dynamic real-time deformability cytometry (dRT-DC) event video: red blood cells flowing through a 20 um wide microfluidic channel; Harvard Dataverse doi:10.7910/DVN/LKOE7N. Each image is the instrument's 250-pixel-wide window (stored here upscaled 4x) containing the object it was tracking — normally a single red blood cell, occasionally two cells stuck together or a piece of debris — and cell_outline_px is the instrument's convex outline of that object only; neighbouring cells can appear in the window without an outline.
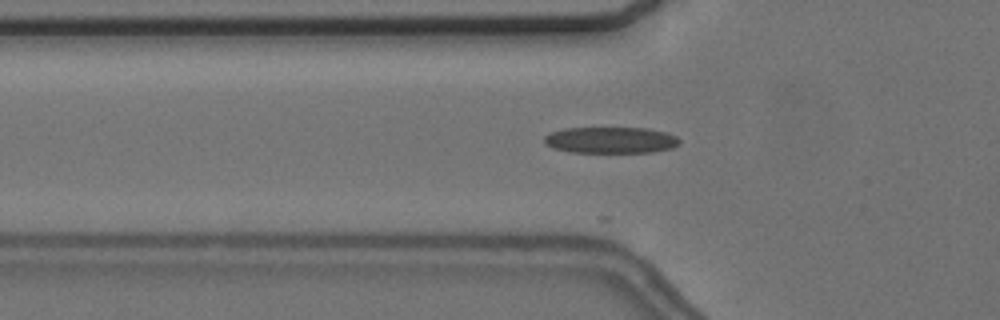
{"species": "common noctule bat (a hibernating species)", "species_latin": "Nyctalus noctula", "temperature_condition": "cold", "stored_images_in_passage": 10, "camera_frame_rate_fps": 3000, "um_per_image_px": 0.085, "animal": {"sex": "female", "body_mass_g": 24.6, "forearm_length_mm": 56.2}, "frame": {"image": 1, "passage_image": 3, "time_ms": 0.667, "image_size_px": [1000, 320], "cell_outline_px": [[680, 144], [672, 148], [652, 152], [568, 152], [552, 148], [544, 144], [544, 136], [552, 132], [564, 128], [648, 128], [668, 132], [676, 136], [680, 140]], "centroid_in_image_um": [51.92, 11.91], "position_along_channel_um": 73.9, "area_um2": 20.92}}
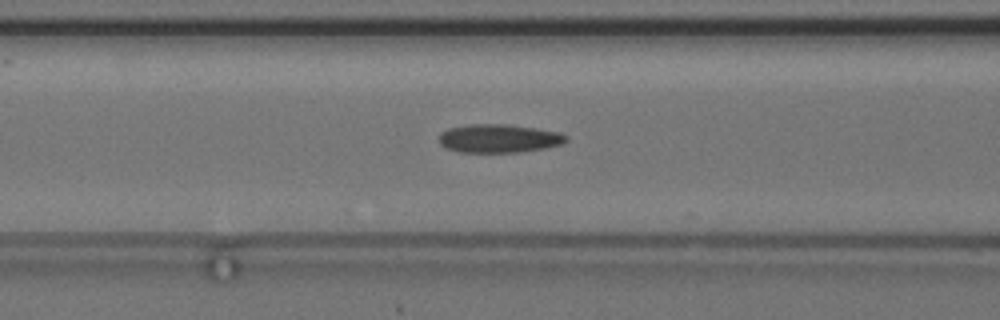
{"frame": {"image": 2, "passage_image": 7, "time_ms": 2.0, "image_size_px": [1000, 320], "cell_outline_px": [[568, 140], [564, 144], [544, 148], [520, 152], [460, 152], [444, 148], [440, 144], [440, 132], [448, 128], [472, 124], [504, 124], [536, 128], [560, 132], [568, 136]], "centroid_in_image_um": [42.42, 11.77], "position_along_channel_um": 124.2, "area_um2": 21.21}}